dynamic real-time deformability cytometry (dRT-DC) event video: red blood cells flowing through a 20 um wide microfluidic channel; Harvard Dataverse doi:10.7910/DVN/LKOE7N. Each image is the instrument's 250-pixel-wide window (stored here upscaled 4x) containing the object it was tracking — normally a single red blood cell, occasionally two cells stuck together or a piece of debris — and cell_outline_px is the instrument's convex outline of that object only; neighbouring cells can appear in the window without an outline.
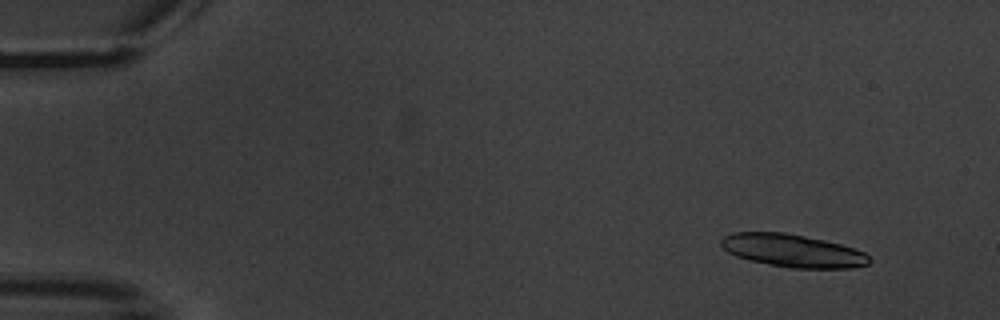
{"species": "common noctule bat (a hibernating species)", "species_latin": "Nyctalus noctula", "temperature_condition": "warm", "stored_images_in_passage": 5, "camera_frame_rate_fps": 3000, "um_per_image_px": 0.085, "animal": {"sex": "male", "body_mass_g": 20.1, "forearm_length_mm": 53.5}, "frame": {"image": 1, "passage_image": 2, "time_ms": 1.0, "image_size_px": [1000, 320], "cell_outline_px": [[872, 260], [868, 264], [852, 268], [788, 268], [748, 260], [736, 256], [728, 252], [720, 244], [720, 240], [724, 236], [732, 232], [784, 232], [824, 240], [840, 244], [864, 252], [872, 256]], "centroid_in_image_um": [67.38, 21.31], "position_along_channel_um": 17.6, "area_um2": 28.5}}